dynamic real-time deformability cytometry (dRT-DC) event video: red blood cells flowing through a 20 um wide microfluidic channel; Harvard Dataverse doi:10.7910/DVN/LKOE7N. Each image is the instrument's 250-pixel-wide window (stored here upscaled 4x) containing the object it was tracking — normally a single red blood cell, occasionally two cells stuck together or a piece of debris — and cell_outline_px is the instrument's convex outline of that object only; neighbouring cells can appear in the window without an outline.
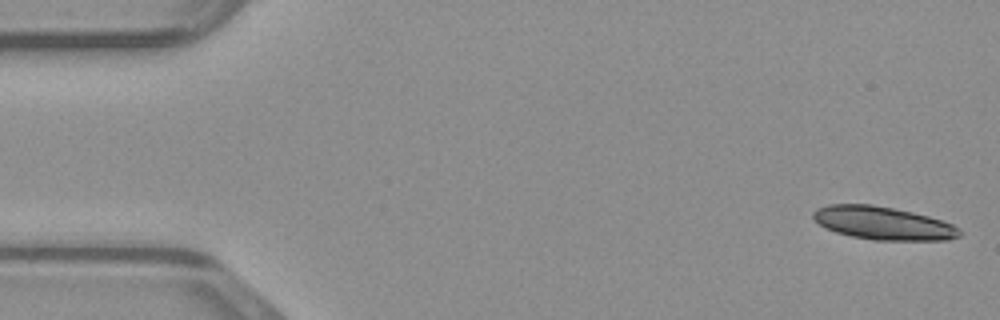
{"species": "common noctule bat (a hibernating species)", "species_latin": "Nyctalus noctula", "temperature_condition": "warm", "stored_images_in_passage": 41, "camera_frame_rate_fps": 3000, "um_per_image_px": 0.085, "animal": {"sex": "male", "body_mass_g": 23.1, "forearm_length_mm": 52.7}, "frame": {"image": 1, "passage_image": 1, "time_ms": 0.0, "image_size_px": [1000, 320], "cell_outline_px": [[960, 236], [948, 240], [872, 240], [852, 236], [836, 232], [824, 228], [812, 216], [812, 212], [816, 208], [828, 204], [872, 204], [912, 212], [928, 216], [952, 224], [960, 228]], "centroid_in_image_um": [75.04, 18.96], "position_along_channel_um": 10.0, "area_um2": 28.21}}
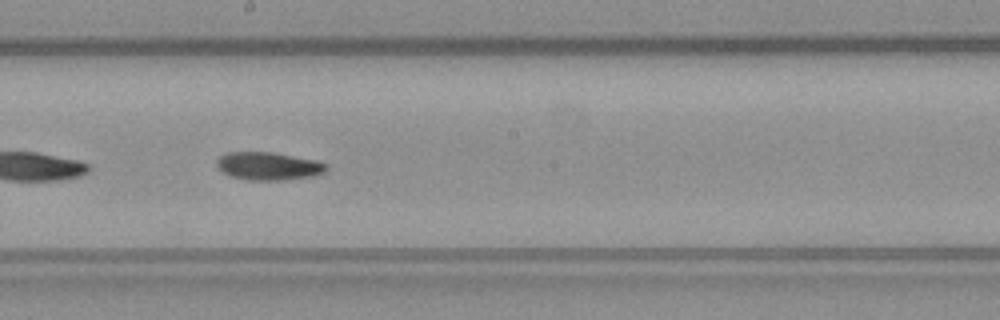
{"frame": {"image": 2, "passage_image": 26, "time_ms": 8.333, "image_size_px": [1000, 320], "cell_outline_px": [[328, 168], [324, 172], [316, 176], [284, 180], [248, 180], [232, 176], [224, 172], [216, 164], [216, 160], [220, 156], [228, 152], [272, 152], [316, 160], [328, 164]], "centroid_in_image_um": [22.86, 14.12], "position_along_channel_um": 225.3, "area_um2": 17.86}}
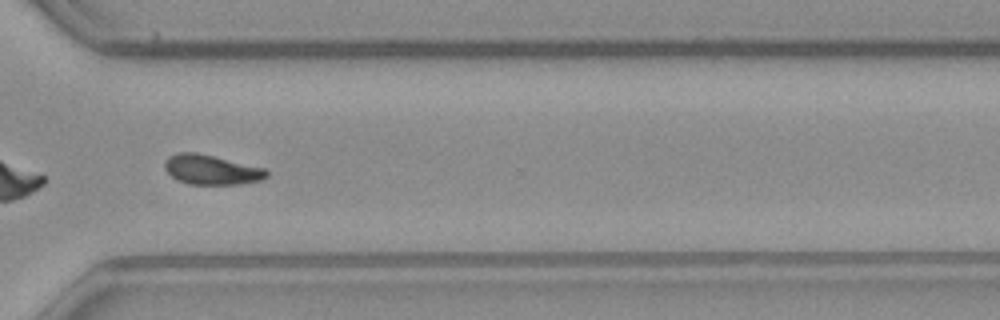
{"frame": {"image": 3, "passage_image": 35, "time_ms": 11.333, "image_size_px": [1000, 320], "cell_outline_px": [[268, 176], [260, 180], [240, 184], [188, 184], [176, 180], [164, 168], [164, 164], [168, 156], [176, 152], [196, 152], [264, 168], [268, 172]], "centroid_in_image_um": [17.93, 14.42], "position_along_channel_um": 352.7, "area_um2": 17.57}}